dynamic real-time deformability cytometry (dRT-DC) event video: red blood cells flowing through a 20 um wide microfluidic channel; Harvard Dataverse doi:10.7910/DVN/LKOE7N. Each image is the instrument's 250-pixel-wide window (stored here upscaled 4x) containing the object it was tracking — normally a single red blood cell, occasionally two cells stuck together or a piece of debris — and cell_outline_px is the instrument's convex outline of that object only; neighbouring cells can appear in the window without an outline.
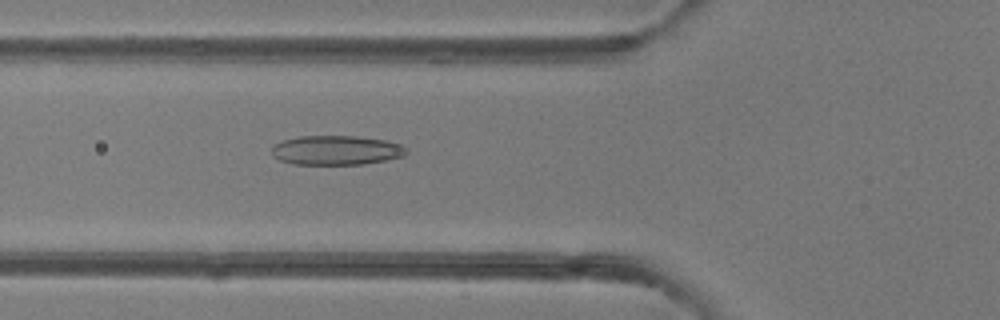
{"species": "common noctule bat (a hibernating species)", "species_latin": "Nyctalus noctula", "temperature_condition": "room temperature", "stored_images_in_passage": 44, "camera_frame_rate_fps": 3000, "um_per_image_px": 0.085, "animal": {"sex": "female"}, "frame": {"image": 1, "passage_image": 13, "time_ms": 4.0, "image_size_px": [1000, 320], "cell_outline_px": [[408, 152], [404, 156], [364, 164], [292, 164], [280, 160], [272, 156], [272, 144], [284, 140], [300, 136], [356, 136], [388, 140], [400, 144]], "centroid_in_image_um": [28.56, 12.76], "position_along_channel_um": 97.2, "area_um2": 23.12}}
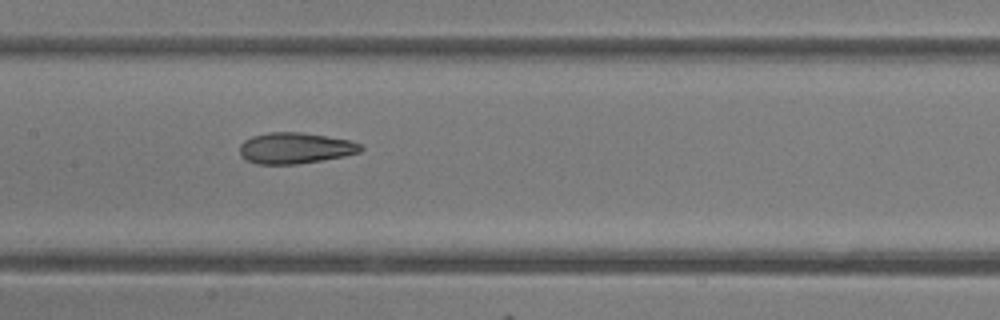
{"frame": {"image": 2, "passage_image": 19, "time_ms": 6.0, "image_size_px": [1000, 320], "cell_outline_px": [[364, 148], [360, 152], [344, 156], [296, 164], [256, 164], [240, 156], [240, 144], [244, 140], [252, 136], [268, 132], [300, 132], [348, 140], [360, 144]], "centroid_in_image_um": [25.05, 12.59], "position_along_channel_um": 182.3, "area_um2": 21.73}}
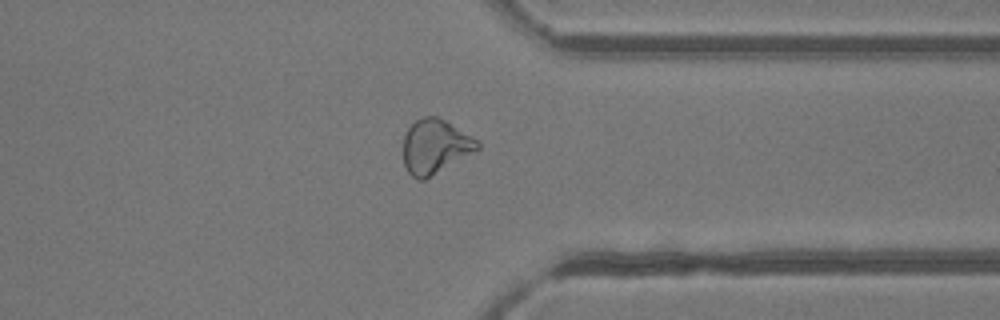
{"frame": {"image": 3, "passage_image": 33, "time_ms": 10.667, "image_size_px": [1000, 320], "cell_outline_px": [[480, 148], [424, 180], [416, 180], [408, 172], [404, 164], [404, 136], [408, 128], [416, 120], [424, 116], [436, 116], [444, 120], [480, 140]], "centroid_in_image_um": [36.99, 12.45], "position_along_channel_um": 374.4, "area_um2": 23.29}, "authors_computed_cell_mechanics": {"area_um2": 23.6113, "velocity_mm_per_s": 4.2055, "shape_relaxation_time_tau1_ms": 8.899, "shape_relaxation_time_tau2_ms": 2.0268, "deformation_change_tau1": 0.2128, "deformation_change_tau2": 0.0993}}